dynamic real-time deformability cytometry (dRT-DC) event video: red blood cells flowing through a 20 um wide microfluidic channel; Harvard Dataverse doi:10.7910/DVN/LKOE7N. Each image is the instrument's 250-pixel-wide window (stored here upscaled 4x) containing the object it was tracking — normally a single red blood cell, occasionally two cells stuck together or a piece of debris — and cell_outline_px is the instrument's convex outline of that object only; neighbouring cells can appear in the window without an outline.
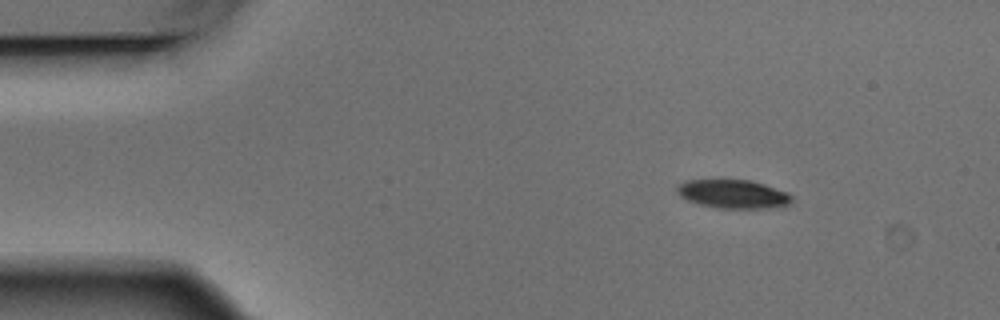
{"species": "Egyptian fruit bat (a non-hibernating species)", "species_latin": "Rousettus aegyptiacus", "temperature_condition": "warm", "stored_images_in_passage": 6, "camera_frame_rate_fps": 3000, "um_per_image_px": 0.085, "animal": {"sex": "male"}, "frame": {"image": 1, "passage_image": 2, "time_ms": 0.333, "image_size_px": [1000, 320], "cell_outline_px": [[792, 200], [784, 208], [716, 208], [700, 204], [688, 200], [680, 196], [676, 192], [676, 188], [680, 184], [688, 180], [720, 176], [752, 180], [788, 192], [792, 196]], "centroid_in_image_um": [62.31, 16.44], "position_along_channel_um": 22.7, "area_um2": 20.17}}
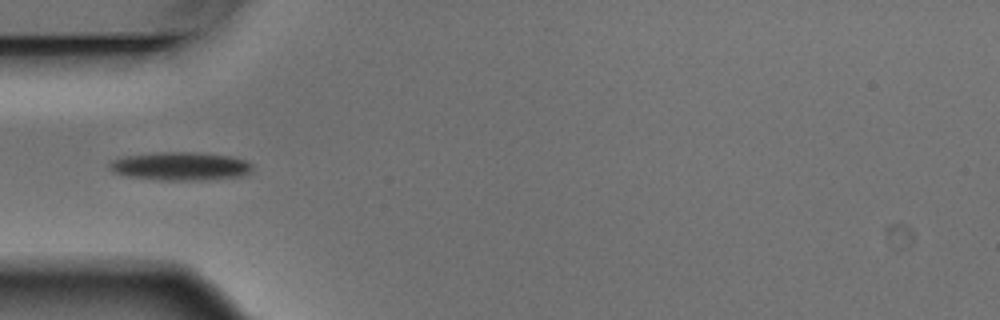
{"frame": {"image": 2, "passage_image": 5, "time_ms": 1.333, "image_size_px": [1000, 320], "cell_outline_px": [[252, 168], [248, 172], [240, 176], [200, 180], [160, 180], [128, 176], [112, 172], [108, 168], [108, 164], [112, 160], [120, 156], [160, 152], [196, 152], [228, 156], [244, 160], [252, 164]], "centroid_in_image_um": [15.25, 14.12], "position_along_channel_um": 69.8, "area_um2": 23.52}}
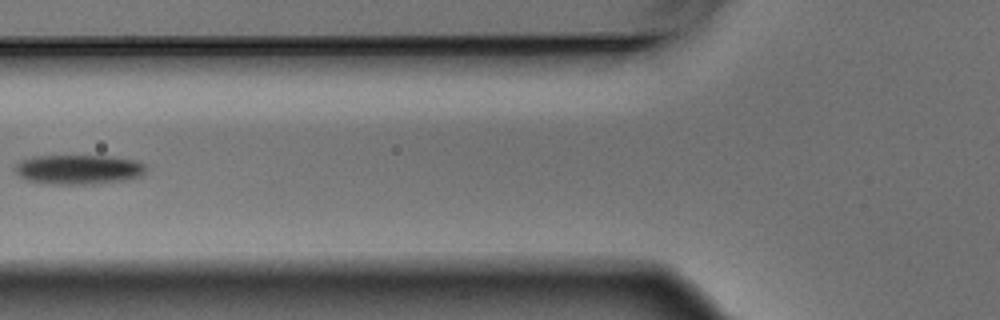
{"frame": {"image": 3, "passage_image": 6, "time_ms": 1.667, "image_size_px": [1000, 320], "cell_outline_px": [[144, 172], [140, 176], [124, 180], [92, 184], [52, 184], [28, 180], [20, 176], [16, 172], [16, 164], [20, 160], [32, 156], [112, 156], [136, 160], [144, 164]], "centroid_in_image_um": [6.67, 14.4], "position_along_channel_um": 119.1, "area_um2": 22.43}}